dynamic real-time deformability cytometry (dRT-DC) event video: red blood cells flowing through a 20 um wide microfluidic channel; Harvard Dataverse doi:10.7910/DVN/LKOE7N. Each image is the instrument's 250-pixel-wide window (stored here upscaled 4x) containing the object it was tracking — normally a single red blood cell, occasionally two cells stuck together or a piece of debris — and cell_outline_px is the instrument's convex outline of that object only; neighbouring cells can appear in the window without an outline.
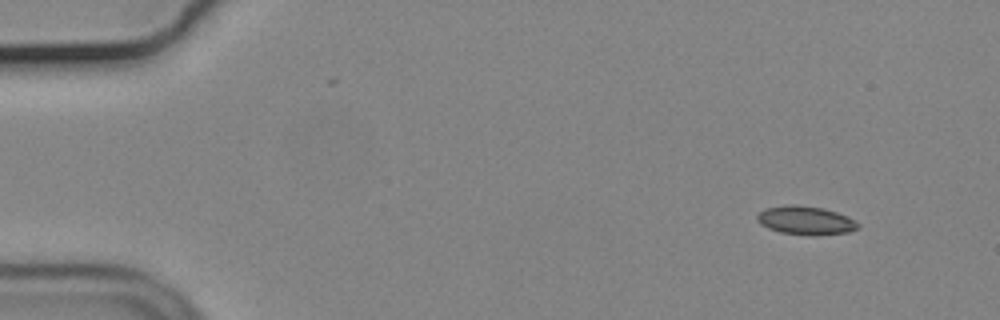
{"species": "common noctule bat (a hibernating species)", "species_latin": "Nyctalus noctula", "temperature_condition": "cold", "stored_images_in_passage": 52, "camera_frame_rate_fps": 3000, "um_per_image_px": 0.085, "animal": {"sex": "male", "body_mass_g": 19.2, "forearm_length_mm": 51.8}, "frame": {"image": 1, "passage_image": 1, "time_ms": 0.0, "image_size_px": [1000, 320], "cell_outline_px": [[860, 228], [848, 232], [812, 236], [780, 232], [768, 228], [760, 224], [756, 220], [756, 216], [764, 208], [788, 204], [796, 204], [824, 208], [848, 216], [856, 220], [860, 224]], "centroid_in_image_um": [68.49, 18.73], "position_along_channel_um": 16.5, "area_um2": 17.11}}
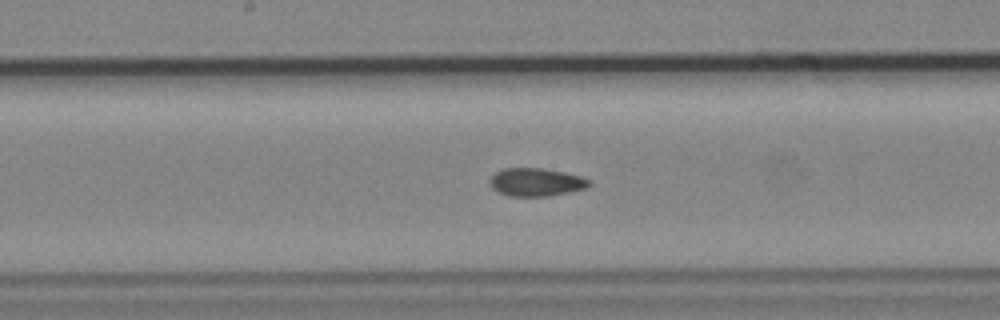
{"frame": {"image": 2, "passage_image": 25, "time_ms": 8.0, "image_size_px": [1000, 320], "cell_outline_px": [[592, 184], [588, 188], [548, 196], [508, 196], [492, 188], [488, 180], [496, 172], [504, 168], [540, 168], [564, 172], [580, 176], [592, 180]], "centroid_in_image_um": [45.59, 15.48], "position_along_channel_um": 202.6, "area_um2": 16.3}}
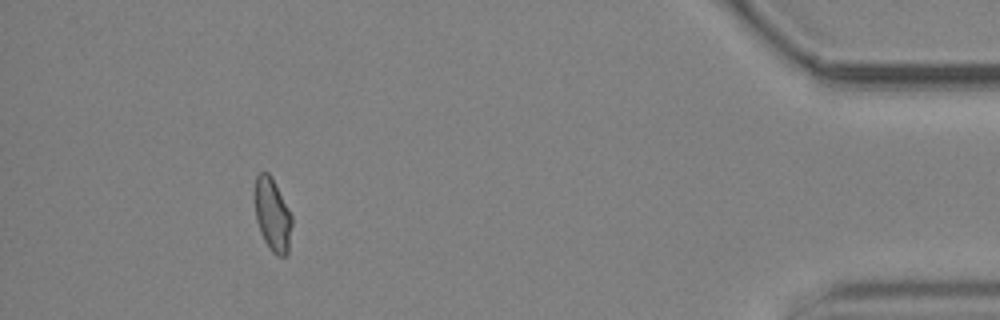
{"frame": {"image": 3, "passage_image": 47, "time_ms": 15.333, "image_size_px": [1000, 320], "cell_outline_px": [[292, 224], [288, 252], [284, 256], [276, 256], [272, 252], [264, 240], [260, 232], [256, 220], [252, 196], [252, 192], [256, 176], [260, 172], [268, 172], [272, 176], [292, 216]], "centroid_in_image_um": [23.11, 18.21], "position_along_channel_um": 412.1, "area_um2": 16.3}, "authors_computed_cell_mechanics": {"area_um2": 16.5019, "velocity_mm_per_s": 3.6881, "shape_relaxation_time_tau1_ms": null, "shape_relaxation_time_tau2_ms": 4.0659, "deformation_change_tau1": null, "deformation_change_tau2": 0.0794}}